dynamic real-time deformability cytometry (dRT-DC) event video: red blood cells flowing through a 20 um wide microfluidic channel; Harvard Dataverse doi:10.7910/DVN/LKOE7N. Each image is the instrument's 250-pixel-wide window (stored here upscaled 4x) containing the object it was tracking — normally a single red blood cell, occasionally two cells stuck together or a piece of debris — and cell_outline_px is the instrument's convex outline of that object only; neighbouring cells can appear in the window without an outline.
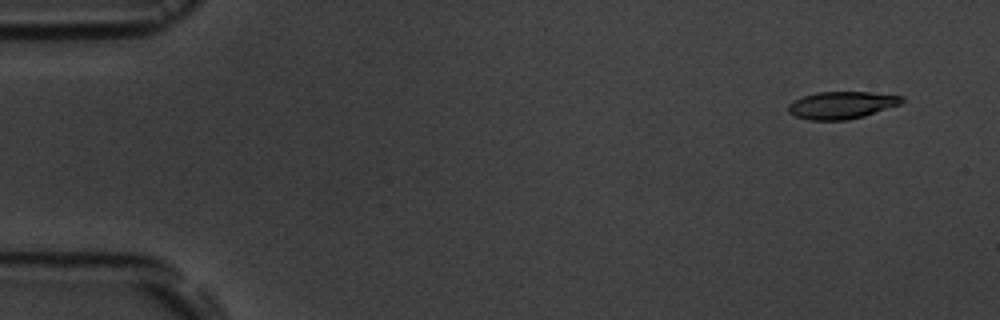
{"species": "common noctule bat (a hibernating species)", "species_latin": "Nyctalus noctula", "temperature_condition": "room temperature", "stored_images_in_passage": 6, "camera_frame_rate_fps": 3000, "um_per_image_px": 0.085, "animal": {"sex": "male", "body_mass_g": 19.5, "forearm_length_mm": 54.6}, "frame": {"image": 1, "passage_image": 2, "time_ms": 1.0, "image_size_px": [1000, 320], "cell_outline_px": [[904, 100], [900, 104], [864, 116], [848, 120], [812, 120], [796, 116], [788, 112], [788, 104], [804, 96], [816, 92], [872, 92], [904, 96]], "centroid_in_image_um": [71.56, 8.93], "position_along_channel_um": 13.4, "area_um2": 17.98}}
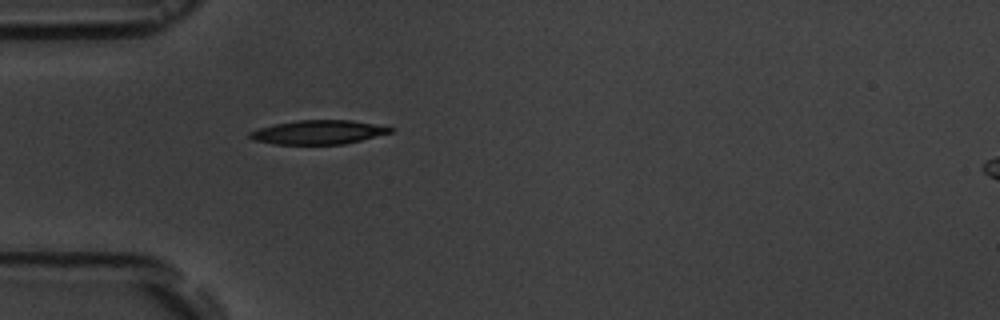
{"frame": {"image": 2, "passage_image": 5, "time_ms": 5.333, "image_size_px": [1000, 320], "cell_outline_px": [[396, 128], [392, 132], [344, 144], [272, 144], [252, 140], [248, 136], [248, 132], [260, 128], [276, 124], [296, 120], [352, 120]], "centroid_in_image_um": [27.03, 11.24], "position_along_channel_um": 58.0, "area_um2": 19.59}}